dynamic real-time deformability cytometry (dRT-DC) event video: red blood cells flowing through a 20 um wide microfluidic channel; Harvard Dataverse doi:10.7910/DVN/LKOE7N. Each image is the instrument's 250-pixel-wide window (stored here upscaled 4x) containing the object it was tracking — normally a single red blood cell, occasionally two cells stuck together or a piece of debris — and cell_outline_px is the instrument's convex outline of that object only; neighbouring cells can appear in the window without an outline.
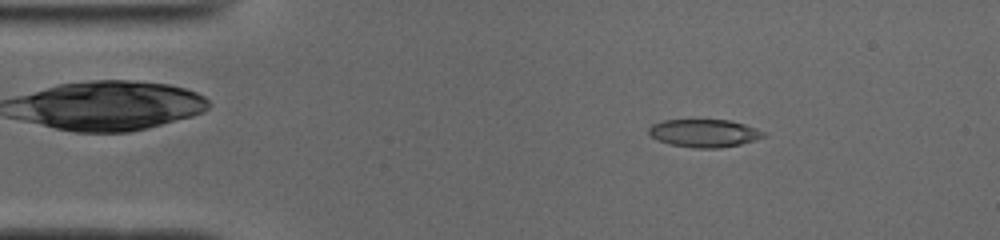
{"species": "common noctule bat (a hibernating species)", "species_latin": "Nyctalus noctula", "temperature_condition": "cold", "stored_images_in_passage": 50, "camera_frame_rate_fps": 3000, "um_per_image_px": 0.085, "animal": {"sex": "male", "body_mass_g": 19.0, "forearm_length_mm": 50.8}, "frame": {"image": 1, "passage_image": 7, "time_ms": 2.0, "image_size_px": [1000, 240], "cell_outline_px": [[764, 136], [756, 140], [740, 144], [720, 148], [696, 148], [672, 144], [656, 140], [648, 132], [648, 128], [652, 124], [664, 120], [728, 120], [744, 124], [756, 128], [764, 132]], "centroid_in_image_um": [59.84, 11.32], "position_along_channel_um": 25.2, "area_um2": 18.5}}
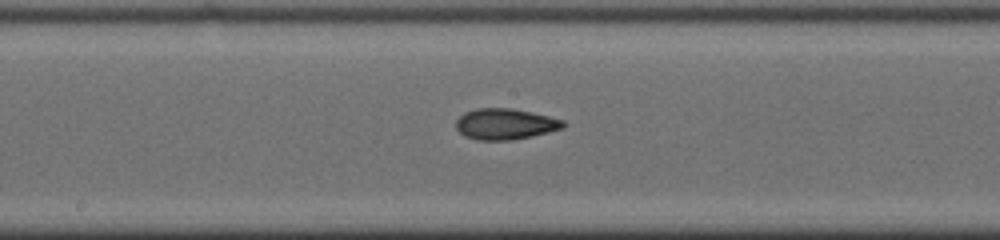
{"frame": {"image": 2, "passage_image": 25, "time_ms": 8.0, "image_size_px": [1000, 240], "cell_outline_px": [[568, 124], [564, 128], [532, 136], [512, 140], [476, 140], [464, 136], [456, 128], [456, 120], [464, 112], [476, 108], [512, 108], [532, 112], [564, 120]], "centroid_in_image_um": [42.95, 10.54], "position_along_channel_um": 205.2, "area_um2": 19.54}}
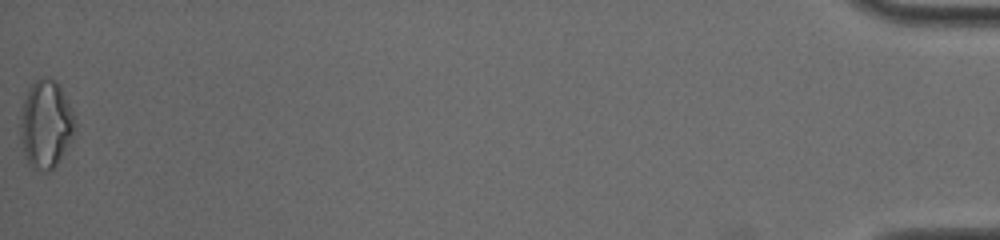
{"frame": {"image": 3, "passage_image": 50, "time_ms": 16.333, "image_size_px": [1000, 240], "cell_outline_px": [[76, 124], [72, 136], [56, 164], [48, 172], [44, 172], [28, 164], [20, 140], [20, 116], [24, 100], [28, 88], [36, 80], [48, 76], [56, 80], [72, 112]], "centroid_in_image_um": [3.86, 10.55], "position_along_channel_um": 431.3, "area_um2": 27.51}, "authors_computed_cell_mechanics": {"area_um2": 19.2763, "velocity_mm_per_s": 3.9457, "shape_relaxation_time_tau1_ms": 6.3493, "shape_relaxation_time_tau2_ms": 3.2339, "deformation_change_tau1": 0.1718, "deformation_change_tau2": 0.1063}}